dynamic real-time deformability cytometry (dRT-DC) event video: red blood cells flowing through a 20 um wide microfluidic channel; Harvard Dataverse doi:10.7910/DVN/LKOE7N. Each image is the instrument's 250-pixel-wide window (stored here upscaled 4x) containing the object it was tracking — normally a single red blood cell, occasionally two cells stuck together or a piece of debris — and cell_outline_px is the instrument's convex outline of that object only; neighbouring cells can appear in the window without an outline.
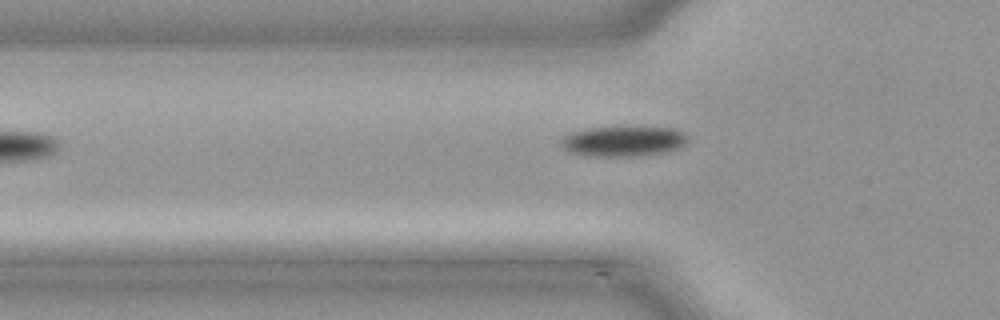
{"species": "common noctule bat (a hibernating species)", "species_latin": "Nyctalus noctula", "temperature_condition": "cold", "stored_images_in_passage": 35, "segment_of_instrument_passage": [1, 2], "camera_frame_rate_fps": 3000, "um_per_image_px": 0.085, "animal": {"sex": "male", "body_mass_g": 21.5, "forearm_length_mm": 52.0}, "frame": {"image": 1, "passage_image": 2, "time_ms": 0.333, "image_size_px": [1000, 320], "cell_outline_px": [[688, 140], [684, 144], [676, 148], [664, 152], [632, 156], [600, 156], [572, 152], [564, 148], [560, 144], [560, 140], [564, 136], [572, 132], [584, 128], [620, 124], [632, 124], [676, 128], [684, 132], [688, 136]], "centroid_in_image_um": [53.02, 11.92], "position_along_channel_um": 72.8, "area_um2": 23.29}}
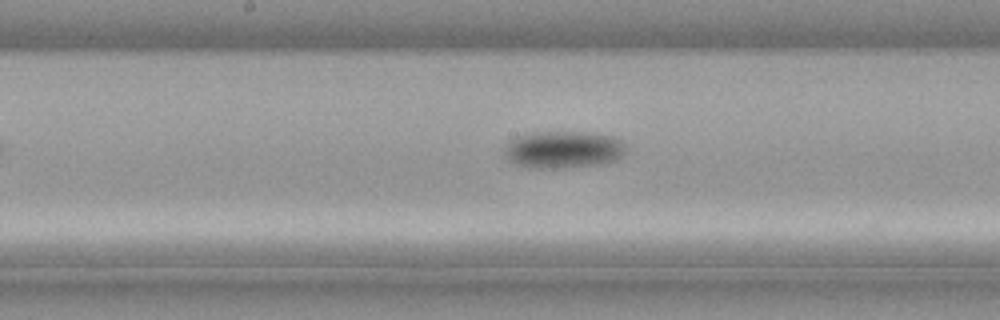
{"frame": {"image": 2, "passage_image": 11, "time_ms": 3.333, "image_size_px": [1000, 320], "cell_outline_px": [[628, 148], [616, 160], [596, 164], [552, 168], [528, 168], [516, 164], [508, 160], [504, 156], [504, 144], [508, 140], [524, 132], [592, 132], [612, 136], [620, 140]], "centroid_in_image_um": [47.8, 12.69], "position_along_channel_um": 200.4, "area_um2": 26.65}}
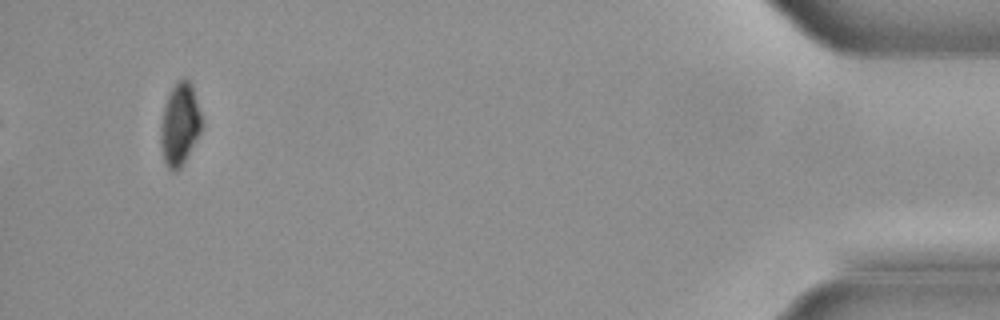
{"frame": {"image": 3, "passage_image": 32, "time_ms": 10.333, "image_size_px": [1000, 320], "cell_outline_px": [[204, 124], [200, 132], [180, 168], [168, 168], [164, 160], [160, 140], [160, 128], [164, 108], [168, 92], [176, 80], [188, 80], [192, 84]], "centroid_in_image_um": [15.29, 10.5], "position_along_channel_um": 419.9, "area_um2": 19.42}}